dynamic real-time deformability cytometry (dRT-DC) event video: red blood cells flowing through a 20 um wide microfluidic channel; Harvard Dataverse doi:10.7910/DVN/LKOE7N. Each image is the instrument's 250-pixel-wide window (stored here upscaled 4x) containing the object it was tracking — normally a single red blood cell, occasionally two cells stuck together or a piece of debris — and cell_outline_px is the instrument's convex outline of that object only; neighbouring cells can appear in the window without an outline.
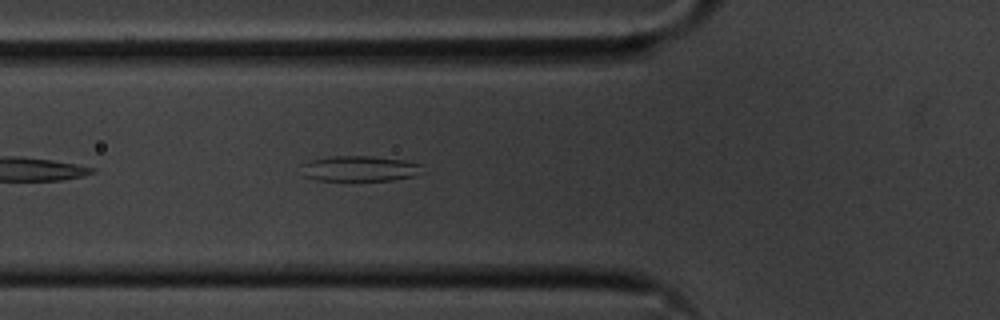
{"species": "common noctule bat (a hibernating species)", "species_latin": "Nyctalus noctula", "temperature_condition": "cold", "stored_images_in_passage": 34, "camera_frame_rate_fps": 3000, "um_per_image_px": 0.085, "animal": {"sex": "male", "body_mass_g": 20.1, "forearm_length_mm": 53.5}, "frame": {"image": 1, "passage_image": 6, "time_ms": 1.667, "image_size_px": [1000, 320], "cell_outline_px": [[424, 164], [416, 176], [392, 180], [316, 180], [304, 176], [304, 164], [312, 160], [332, 156], [372, 156], [404, 160]], "centroid_in_image_um": [30.64, 14.33], "position_along_channel_um": 95.2, "area_um2": 17.74}}
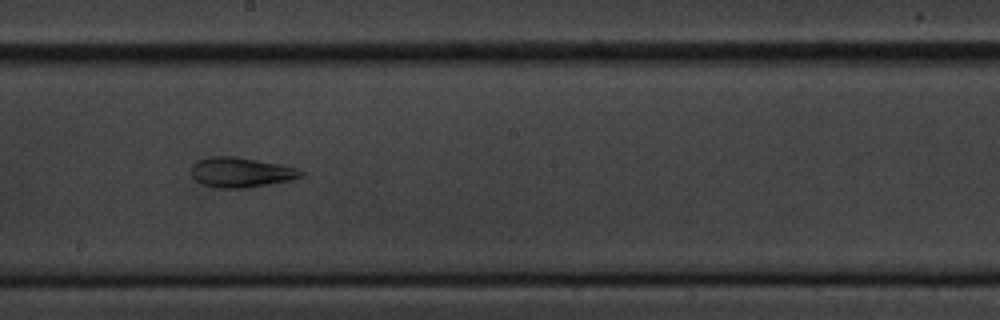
{"frame": {"image": 2, "passage_image": 17, "time_ms": 5.333, "image_size_px": [1000, 320], "cell_outline_px": [[304, 176], [292, 180], [248, 188], [216, 188], [204, 184], [196, 180], [192, 176], [192, 164], [200, 160], [212, 156], [236, 156], [280, 164], [296, 168], [304, 172]], "centroid_in_image_um": [20.52, 14.65], "position_along_channel_um": 227.7, "area_um2": 19.19}}
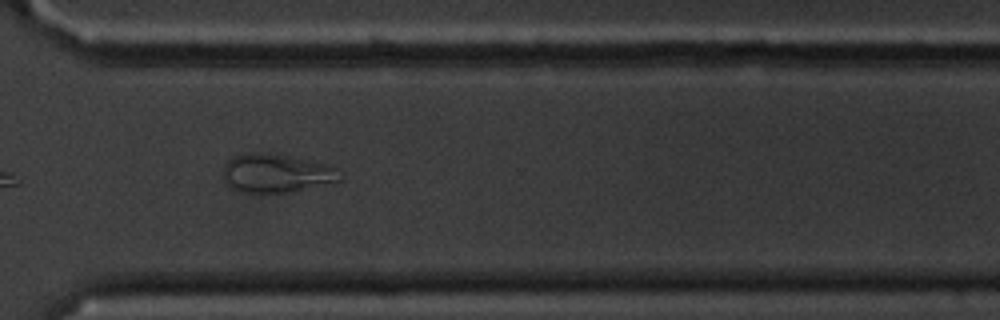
{"frame": {"image": 3, "passage_image": 27, "time_ms": 8.667, "image_size_px": [1000, 320], "cell_outline_px": [[344, 176], [340, 180], [332, 184], [284, 192], [248, 192], [232, 188], [224, 180], [224, 164], [232, 156], [276, 156], [324, 164], [336, 168]], "centroid_in_image_um": [23.54, 14.8], "position_along_channel_um": 347.1, "area_um2": 24.74}, "authors_computed_cell_mechanics": {"area_um2": 18.8428, "velocity_mm_per_s": 3.5908, "shape_relaxation_time_tau1_ms": null, "shape_relaxation_time_tau2_ms": 2.6835, "deformation_change_tau1": null, "deformation_change_tau2": 0.0955}}